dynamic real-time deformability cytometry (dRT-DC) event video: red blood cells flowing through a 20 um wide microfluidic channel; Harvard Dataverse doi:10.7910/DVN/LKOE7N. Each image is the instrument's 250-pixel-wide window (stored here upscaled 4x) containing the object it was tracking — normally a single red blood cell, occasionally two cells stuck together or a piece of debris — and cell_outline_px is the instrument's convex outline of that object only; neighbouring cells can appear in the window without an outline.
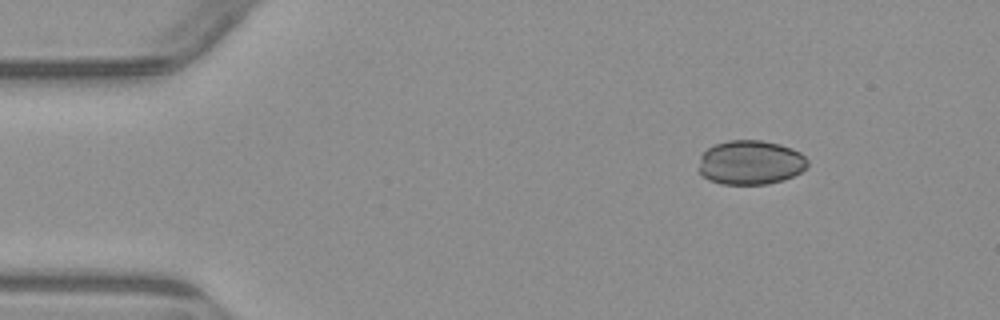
{"species": "common noctule bat (a hibernating species)", "species_latin": "Nyctalus noctula", "temperature_condition": "warm", "stored_images_in_passage": 3, "camera_frame_rate_fps": 3000, "um_per_image_px": 0.085, "animal": {"sex": "male", "body_mass_g": 23.1, "forearm_length_mm": 52.7}, "frame": {"image": 1, "passage_image": 1, "time_ms": 0.0, "image_size_px": [1000, 320], "cell_outline_px": [[808, 164], [800, 172], [784, 180], [768, 184], [720, 184], [708, 180], [700, 172], [700, 156], [708, 148], [716, 144], [728, 140], [760, 140], [780, 144], [792, 148], [800, 152], [808, 160]], "centroid_in_image_um": [63.8, 13.81], "position_along_channel_um": 21.2, "area_um2": 28.09}}